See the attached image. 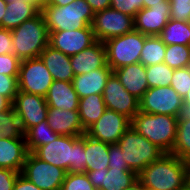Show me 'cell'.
Returning <instances> with one entry per match:
<instances>
[{
	"mask_svg": "<svg viewBox=\"0 0 190 190\" xmlns=\"http://www.w3.org/2000/svg\"><path fill=\"white\" fill-rule=\"evenodd\" d=\"M6 12L2 17V28L13 30L24 21L30 20L41 12V8L30 0L7 2Z\"/></svg>",
	"mask_w": 190,
	"mask_h": 190,
	"instance_id": "d4e9b609",
	"label": "cell"
},
{
	"mask_svg": "<svg viewBox=\"0 0 190 190\" xmlns=\"http://www.w3.org/2000/svg\"><path fill=\"white\" fill-rule=\"evenodd\" d=\"M53 81L51 73L40 57L25 59L20 62L19 91L46 97Z\"/></svg>",
	"mask_w": 190,
	"mask_h": 190,
	"instance_id": "ba28073f",
	"label": "cell"
},
{
	"mask_svg": "<svg viewBox=\"0 0 190 190\" xmlns=\"http://www.w3.org/2000/svg\"><path fill=\"white\" fill-rule=\"evenodd\" d=\"M188 162L165 153L139 174L138 179L147 190H179L187 185Z\"/></svg>",
	"mask_w": 190,
	"mask_h": 190,
	"instance_id": "7a4b0ae2",
	"label": "cell"
},
{
	"mask_svg": "<svg viewBox=\"0 0 190 190\" xmlns=\"http://www.w3.org/2000/svg\"><path fill=\"white\" fill-rule=\"evenodd\" d=\"M11 32L13 54L21 61L39 57L49 45L50 32L41 12Z\"/></svg>",
	"mask_w": 190,
	"mask_h": 190,
	"instance_id": "3957f363",
	"label": "cell"
},
{
	"mask_svg": "<svg viewBox=\"0 0 190 190\" xmlns=\"http://www.w3.org/2000/svg\"><path fill=\"white\" fill-rule=\"evenodd\" d=\"M86 174L97 190H124L138 179L136 172L117 168L93 170Z\"/></svg>",
	"mask_w": 190,
	"mask_h": 190,
	"instance_id": "e0dca14e",
	"label": "cell"
},
{
	"mask_svg": "<svg viewBox=\"0 0 190 190\" xmlns=\"http://www.w3.org/2000/svg\"><path fill=\"white\" fill-rule=\"evenodd\" d=\"M41 13L49 32L86 28L95 14L85 0H74L65 6L44 5Z\"/></svg>",
	"mask_w": 190,
	"mask_h": 190,
	"instance_id": "5b68a950",
	"label": "cell"
},
{
	"mask_svg": "<svg viewBox=\"0 0 190 190\" xmlns=\"http://www.w3.org/2000/svg\"><path fill=\"white\" fill-rule=\"evenodd\" d=\"M86 172L108 169L109 144L84 134Z\"/></svg>",
	"mask_w": 190,
	"mask_h": 190,
	"instance_id": "484cf974",
	"label": "cell"
},
{
	"mask_svg": "<svg viewBox=\"0 0 190 190\" xmlns=\"http://www.w3.org/2000/svg\"><path fill=\"white\" fill-rule=\"evenodd\" d=\"M60 135L48 125L47 119L28 129L24 136L28 152H34L38 147L56 140Z\"/></svg>",
	"mask_w": 190,
	"mask_h": 190,
	"instance_id": "f546056e",
	"label": "cell"
},
{
	"mask_svg": "<svg viewBox=\"0 0 190 190\" xmlns=\"http://www.w3.org/2000/svg\"><path fill=\"white\" fill-rule=\"evenodd\" d=\"M187 185L190 187V162H188Z\"/></svg>",
	"mask_w": 190,
	"mask_h": 190,
	"instance_id": "11a10c76",
	"label": "cell"
},
{
	"mask_svg": "<svg viewBox=\"0 0 190 190\" xmlns=\"http://www.w3.org/2000/svg\"><path fill=\"white\" fill-rule=\"evenodd\" d=\"M21 174L41 190H60L67 172L28 152Z\"/></svg>",
	"mask_w": 190,
	"mask_h": 190,
	"instance_id": "30bf717a",
	"label": "cell"
},
{
	"mask_svg": "<svg viewBox=\"0 0 190 190\" xmlns=\"http://www.w3.org/2000/svg\"><path fill=\"white\" fill-rule=\"evenodd\" d=\"M106 109L114 110L132 119L139 112V99L131 95L113 73L104 88Z\"/></svg>",
	"mask_w": 190,
	"mask_h": 190,
	"instance_id": "4fadbf2b",
	"label": "cell"
},
{
	"mask_svg": "<svg viewBox=\"0 0 190 190\" xmlns=\"http://www.w3.org/2000/svg\"><path fill=\"white\" fill-rule=\"evenodd\" d=\"M170 18L175 21L190 22V0H169Z\"/></svg>",
	"mask_w": 190,
	"mask_h": 190,
	"instance_id": "8d00e7d4",
	"label": "cell"
},
{
	"mask_svg": "<svg viewBox=\"0 0 190 190\" xmlns=\"http://www.w3.org/2000/svg\"><path fill=\"white\" fill-rule=\"evenodd\" d=\"M170 86L184 98L190 89V67L174 69Z\"/></svg>",
	"mask_w": 190,
	"mask_h": 190,
	"instance_id": "d590c367",
	"label": "cell"
},
{
	"mask_svg": "<svg viewBox=\"0 0 190 190\" xmlns=\"http://www.w3.org/2000/svg\"><path fill=\"white\" fill-rule=\"evenodd\" d=\"M13 190H41L21 173L18 175Z\"/></svg>",
	"mask_w": 190,
	"mask_h": 190,
	"instance_id": "ee69618b",
	"label": "cell"
},
{
	"mask_svg": "<svg viewBox=\"0 0 190 190\" xmlns=\"http://www.w3.org/2000/svg\"><path fill=\"white\" fill-rule=\"evenodd\" d=\"M7 1L6 0H0V28H2V17L4 16L7 8Z\"/></svg>",
	"mask_w": 190,
	"mask_h": 190,
	"instance_id": "f907efd6",
	"label": "cell"
},
{
	"mask_svg": "<svg viewBox=\"0 0 190 190\" xmlns=\"http://www.w3.org/2000/svg\"><path fill=\"white\" fill-rule=\"evenodd\" d=\"M112 74V68L106 64L89 73L74 76L72 85L79 98L91 94H103L105 85Z\"/></svg>",
	"mask_w": 190,
	"mask_h": 190,
	"instance_id": "ffe728a7",
	"label": "cell"
},
{
	"mask_svg": "<svg viewBox=\"0 0 190 190\" xmlns=\"http://www.w3.org/2000/svg\"><path fill=\"white\" fill-rule=\"evenodd\" d=\"M27 131L24 119L13 106L0 113V138H25Z\"/></svg>",
	"mask_w": 190,
	"mask_h": 190,
	"instance_id": "83f0119b",
	"label": "cell"
},
{
	"mask_svg": "<svg viewBox=\"0 0 190 190\" xmlns=\"http://www.w3.org/2000/svg\"><path fill=\"white\" fill-rule=\"evenodd\" d=\"M91 25L82 29L50 32L49 45L67 56H73L96 42Z\"/></svg>",
	"mask_w": 190,
	"mask_h": 190,
	"instance_id": "5bb4252c",
	"label": "cell"
},
{
	"mask_svg": "<svg viewBox=\"0 0 190 190\" xmlns=\"http://www.w3.org/2000/svg\"><path fill=\"white\" fill-rule=\"evenodd\" d=\"M178 119L190 120V105L189 104H183L181 108V113Z\"/></svg>",
	"mask_w": 190,
	"mask_h": 190,
	"instance_id": "7dc6e473",
	"label": "cell"
},
{
	"mask_svg": "<svg viewBox=\"0 0 190 190\" xmlns=\"http://www.w3.org/2000/svg\"><path fill=\"white\" fill-rule=\"evenodd\" d=\"M162 1H169V0H143V7L150 8L154 4H160Z\"/></svg>",
	"mask_w": 190,
	"mask_h": 190,
	"instance_id": "816d5d0a",
	"label": "cell"
},
{
	"mask_svg": "<svg viewBox=\"0 0 190 190\" xmlns=\"http://www.w3.org/2000/svg\"><path fill=\"white\" fill-rule=\"evenodd\" d=\"M33 154L67 173H86L84 135L62 136L38 147Z\"/></svg>",
	"mask_w": 190,
	"mask_h": 190,
	"instance_id": "6da1fadb",
	"label": "cell"
},
{
	"mask_svg": "<svg viewBox=\"0 0 190 190\" xmlns=\"http://www.w3.org/2000/svg\"><path fill=\"white\" fill-rule=\"evenodd\" d=\"M7 2H14V1H17V0H6ZM32 2H34L36 5H38L40 8H42L48 0H30Z\"/></svg>",
	"mask_w": 190,
	"mask_h": 190,
	"instance_id": "f5cc1de1",
	"label": "cell"
},
{
	"mask_svg": "<svg viewBox=\"0 0 190 190\" xmlns=\"http://www.w3.org/2000/svg\"><path fill=\"white\" fill-rule=\"evenodd\" d=\"M12 103L3 95H0V113L8 110Z\"/></svg>",
	"mask_w": 190,
	"mask_h": 190,
	"instance_id": "bcb514c9",
	"label": "cell"
},
{
	"mask_svg": "<svg viewBox=\"0 0 190 190\" xmlns=\"http://www.w3.org/2000/svg\"><path fill=\"white\" fill-rule=\"evenodd\" d=\"M183 104L190 105V89H189L188 93H186L185 97L183 98Z\"/></svg>",
	"mask_w": 190,
	"mask_h": 190,
	"instance_id": "db71d44e",
	"label": "cell"
},
{
	"mask_svg": "<svg viewBox=\"0 0 190 190\" xmlns=\"http://www.w3.org/2000/svg\"><path fill=\"white\" fill-rule=\"evenodd\" d=\"M18 90V76L0 74V95L13 103Z\"/></svg>",
	"mask_w": 190,
	"mask_h": 190,
	"instance_id": "74e56055",
	"label": "cell"
},
{
	"mask_svg": "<svg viewBox=\"0 0 190 190\" xmlns=\"http://www.w3.org/2000/svg\"><path fill=\"white\" fill-rule=\"evenodd\" d=\"M54 80L72 82L74 73L70 56L48 45L39 55Z\"/></svg>",
	"mask_w": 190,
	"mask_h": 190,
	"instance_id": "cb8c5ba5",
	"label": "cell"
},
{
	"mask_svg": "<svg viewBox=\"0 0 190 190\" xmlns=\"http://www.w3.org/2000/svg\"><path fill=\"white\" fill-rule=\"evenodd\" d=\"M164 63L173 69L190 67V46L166 45Z\"/></svg>",
	"mask_w": 190,
	"mask_h": 190,
	"instance_id": "d6a6232c",
	"label": "cell"
},
{
	"mask_svg": "<svg viewBox=\"0 0 190 190\" xmlns=\"http://www.w3.org/2000/svg\"><path fill=\"white\" fill-rule=\"evenodd\" d=\"M0 54H13L12 32L5 28H0Z\"/></svg>",
	"mask_w": 190,
	"mask_h": 190,
	"instance_id": "7bdbcfd3",
	"label": "cell"
},
{
	"mask_svg": "<svg viewBox=\"0 0 190 190\" xmlns=\"http://www.w3.org/2000/svg\"><path fill=\"white\" fill-rule=\"evenodd\" d=\"M130 126L131 119L127 116L106 109L102 116L86 130V134L108 144H117Z\"/></svg>",
	"mask_w": 190,
	"mask_h": 190,
	"instance_id": "7c38bea8",
	"label": "cell"
},
{
	"mask_svg": "<svg viewBox=\"0 0 190 190\" xmlns=\"http://www.w3.org/2000/svg\"><path fill=\"white\" fill-rule=\"evenodd\" d=\"M109 168H117L122 171H132L128 163L124 161L122 149L117 144H109Z\"/></svg>",
	"mask_w": 190,
	"mask_h": 190,
	"instance_id": "60d3db41",
	"label": "cell"
},
{
	"mask_svg": "<svg viewBox=\"0 0 190 190\" xmlns=\"http://www.w3.org/2000/svg\"><path fill=\"white\" fill-rule=\"evenodd\" d=\"M70 62L75 76L104 67L107 64L105 44L97 40L88 48L70 56Z\"/></svg>",
	"mask_w": 190,
	"mask_h": 190,
	"instance_id": "d6986e66",
	"label": "cell"
},
{
	"mask_svg": "<svg viewBox=\"0 0 190 190\" xmlns=\"http://www.w3.org/2000/svg\"><path fill=\"white\" fill-rule=\"evenodd\" d=\"M14 110L24 119L27 130L47 118L48 105L43 96L18 90L12 103Z\"/></svg>",
	"mask_w": 190,
	"mask_h": 190,
	"instance_id": "2e32d148",
	"label": "cell"
},
{
	"mask_svg": "<svg viewBox=\"0 0 190 190\" xmlns=\"http://www.w3.org/2000/svg\"><path fill=\"white\" fill-rule=\"evenodd\" d=\"M145 39L146 35L133 30L107 40L104 42L107 64L114 71L126 65L139 63Z\"/></svg>",
	"mask_w": 190,
	"mask_h": 190,
	"instance_id": "52a82bcc",
	"label": "cell"
},
{
	"mask_svg": "<svg viewBox=\"0 0 190 190\" xmlns=\"http://www.w3.org/2000/svg\"><path fill=\"white\" fill-rule=\"evenodd\" d=\"M171 154L190 162V120L178 119L176 140Z\"/></svg>",
	"mask_w": 190,
	"mask_h": 190,
	"instance_id": "1f68e13d",
	"label": "cell"
},
{
	"mask_svg": "<svg viewBox=\"0 0 190 190\" xmlns=\"http://www.w3.org/2000/svg\"><path fill=\"white\" fill-rule=\"evenodd\" d=\"M179 190H190V187L188 185H186L184 188L179 189Z\"/></svg>",
	"mask_w": 190,
	"mask_h": 190,
	"instance_id": "9f6ffc18",
	"label": "cell"
},
{
	"mask_svg": "<svg viewBox=\"0 0 190 190\" xmlns=\"http://www.w3.org/2000/svg\"><path fill=\"white\" fill-rule=\"evenodd\" d=\"M105 110L106 105L102 94H91L79 98L78 112L85 130L95 123Z\"/></svg>",
	"mask_w": 190,
	"mask_h": 190,
	"instance_id": "4316f807",
	"label": "cell"
},
{
	"mask_svg": "<svg viewBox=\"0 0 190 190\" xmlns=\"http://www.w3.org/2000/svg\"><path fill=\"white\" fill-rule=\"evenodd\" d=\"M110 8L135 17L143 8V0H111Z\"/></svg>",
	"mask_w": 190,
	"mask_h": 190,
	"instance_id": "f35d334b",
	"label": "cell"
},
{
	"mask_svg": "<svg viewBox=\"0 0 190 190\" xmlns=\"http://www.w3.org/2000/svg\"><path fill=\"white\" fill-rule=\"evenodd\" d=\"M113 73L120 80L122 86L139 100L149 89L146 67L140 62L115 69Z\"/></svg>",
	"mask_w": 190,
	"mask_h": 190,
	"instance_id": "44dd1931",
	"label": "cell"
},
{
	"mask_svg": "<svg viewBox=\"0 0 190 190\" xmlns=\"http://www.w3.org/2000/svg\"><path fill=\"white\" fill-rule=\"evenodd\" d=\"M46 119L52 130L59 135L81 136L86 133L78 110L48 108Z\"/></svg>",
	"mask_w": 190,
	"mask_h": 190,
	"instance_id": "ac0fdd59",
	"label": "cell"
},
{
	"mask_svg": "<svg viewBox=\"0 0 190 190\" xmlns=\"http://www.w3.org/2000/svg\"><path fill=\"white\" fill-rule=\"evenodd\" d=\"M174 69L167 64L159 63L146 66V75L149 88L170 86Z\"/></svg>",
	"mask_w": 190,
	"mask_h": 190,
	"instance_id": "836d02e7",
	"label": "cell"
},
{
	"mask_svg": "<svg viewBox=\"0 0 190 190\" xmlns=\"http://www.w3.org/2000/svg\"><path fill=\"white\" fill-rule=\"evenodd\" d=\"M60 190H97L86 173L68 172Z\"/></svg>",
	"mask_w": 190,
	"mask_h": 190,
	"instance_id": "e575fe53",
	"label": "cell"
},
{
	"mask_svg": "<svg viewBox=\"0 0 190 190\" xmlns=\"http://www.w3.org/2000/svg\"><path fill=\"white\" fill-rule=\"evenodd\" d=\"M178 117L166 114H149L139 111L131 126L165 153H172L176 140Z\"/></svg>",
	"mask_w": 190,
	"mask_h": 190,
	"instance_id": "277c9868",
	"label": "cell"
},
{
	"mask_svg": "<svg viewBox=\"0 0 190 190\" xmlns=\"http://www.w3.org/2000/svg\"><path fill=\"white\" fill-rule=\"evenodd\" d=\"M122 149L129 170L139 174L144 168L161 158L165 152L130 126L117 142Z\"/></svg>",
	"mask_w": 190,
	"mask_h": 190,
	"instance_id": "8992f818",
	"label": "cell"
},
{
	"mask_svg": "<svg viewBox=\"0 0 190 190\" xmlns=\"http://www.w3.org/2000/svg\"><path fill=\"white\" fill-rule=\"evenodd\" d=\"M96 40L104 43L107 40L135 30L134 17L107 8L95 12L91 24Z\"/></svg>",
	"mask_w": 190,
	"mask_h": 190,
	"instance_id": "9c48e42d",
	"label": "cell"
},
{
	"mask_svg": "<svg viewBox=\"0 0 190 190\" xmlns=\"http://www.w3.org/2000/svg\"><path fill=\"white\" fill-rule=\"evenodd\" d=\"M27 154L25 138H0V168L21 173Z\"/></svg>",
	"mask_w": 190,
	"mask_h": 190,
	"instance_id": "7402d4cb",
	"label": "cell"
},
{
	"mask_svg": "<svg viewBox=\"0 0 190 190\" xmlns=\"http://www.w3.org/2000/svg\"><path fill=\"white\" fill-rule=\"evenodd\" d=\"M95 12L110 8L111 0H85Z\"/></svg>",
	"mask_w": 190,
	"mask_h": 190,
	"instance_id": "f6af8a7d",
	"label": "cell"
},
{
	"mask_svg": "<svg viewBox=\"0 0 190 190\" xmlns=\"http://www.w3.org/2000/svg\"><path fill=\"white\" fill-rule=\"evenodd\" d=\"M20 172L0 168V190H13L14 183Z\"/></svg>",
	"mask_w": 190,
	"mask_h": 190,
	"instance_id": "b9f144b4",
	"label": "cell"
},
{
	"mask_svg": "<svg viewBox=\"0 0 190 190\" xmlns=\"http://www.w3.org/2000/svg\"><path fill=\"white\" fill-rule=\"evenodd\" d=\"M166 44L159 36H147L141 51L140 63L145 67L164 62Z\"/></svg>",
	"mask_w": 190,
	"mask_h": 190,
	"instance_id": "4dcf8cb0",
	"label": "cell"
},
{
	"mask_svg": "<svg viewBox=\"0 0 190 190\" xmlns=\"http://www.w3.org/2000/svg\"><path fill=\"white\" fill-rule=\"evenodd\" d=\"M183 98L171 87L149 88L139 100V111L179 117Z\"/></svg>",
	"mask_w": 190,
	"mask_h": 190,
	"instance_id": "8fae6325",
	"label": "cell"
},
{
	"mask_svg": "<svg viewBox=\"0 0 190 190\" xmlns=\"http://www.w3.org/2000/svg\"><path fill=\"white\" fill-rule=\"evenodd\" d=\"M158 36L166 45L190 46V22L175 21L170 18Z\"/></svg>",
	"mask_w": 190,
	"mask_h": 190,
	"instance_id": "f1b7e54d",
	"label": "cell"
},
{
	"mask_svg": "<svg viewBox=\"0 0 190 190\" xmlns=\"http://www.w3.org/2000/svg\"><path fill=\"white\" fill-rule=\"evenodd\" d=\"M74 0H48L45 5H53V6H65L70 4Z\"/></svg>",
	"mask_w": 190,
	"mask_h": 190,
	"instance_id": "c3c4849f",
	"label": "cell"
},
{
	"mask_svg": "<svg viewBox=\"0 0 190 190\" xmlns=\"http://www.w3.org/2000/svg\"><path fill=\"white\" fill-rule=\"evenodd\" d=\"M124 190H146V188L144 187L143 183L139 179H137L134 183H132Z\"/></svg>",
	"mask_w": 190,
	"mask_h": 190,
	"instance_id": "681fc988",
	"label": "cell"
},
{
	"mask_svg": "<svg viewBox=\"0 0 190 190\" xmlns=\"http://www.w3.org/2000/svg\"><path fill=\"white\" fill-rule=\"evenodd\" d=\"M45 99L49 108L78 110L79 97L72 82L54 80Z\"/></svg>",
	"mask_w": 190,
	"mask_h": 190,
	"instance_id": "603a6c76",
	"label": "cell"
},
{
	"mask_svg": "<svg viewBox=\"0 0 190 190\" xmlns=\"http://www.w3.org/2000/svg\"><path fill=\"white\" fill-rule=\"evenodd\" d=\"M20 62L14 54H0V74L19 76Z\"/></svg>",
	"mask_w": 190,
	"mask_h": 190,
	"instance_id": "ab89813d",
	"label": "cell"
},
{
	"mask_svg": "<svg viewBox=\"0 0 190 190\" xmlns=\"http://www.w3.org/2000/svg\"><path fill=\"white\" fill-rule=\"evenodd\" d=\"M170 19V1L142 8L134 17L135 30L147 36H158Z\"/></svg>",
	"mask_w": 190,
	"mask_h": 190,
	"instance_id": "9a60e30c",
	"label": "cell"
}]
</instances>
